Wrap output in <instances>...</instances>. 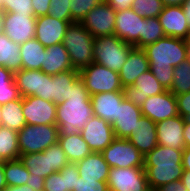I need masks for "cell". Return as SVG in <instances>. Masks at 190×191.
<instances>
[{"instance_id":"obj_57","label":"cell","mask_w":190,"mask_h":191,"mask_svg":"<svg viewBox=\"0 0 190 191\" xmlns=\"http://www.w3.org/2000/svg\"><path fill=\"white\" fill-rule=\"evenodd\" d=\"M4 191H35L30 188L27 184L22 186H7Z\"/></svg>"},{"instance_id":"obj_63","label":"cell","mask_w":190,"mask_h":191,"mask_svg":"<svg viewBox=\"0 0 190 191\" xmlns=\"http://www.w3.org/2000/svg\"><path fill=\"white\" fill-rule=\"evenodd\" d=\"M185 119L190 123V116H187Z\"/></svg>"},{"instance_id":"obj_8","label":"cell","mask_w":190,"mask_h":191,"mask_svg":"<svg viewBox=\"0 0 190 191\" xmlns=\"http://www.w3.org/2000/svg\"><path fill=\"white\" fill-rule=\"evenodd\" d=\"M101 154L110 168H135L144 166V155L128 139L115 138Z\"/></svg>"},{"instance_id":"obj_43","label":"cell","mask_w":190,"mask_h":191,"mask_svg":"<svg viewBox=\"0 0 190 191\" xmlns=\"http://www.w3.org/2000/svg\"><path fill=\"white\" fill-rule=\"evenodd\" d=\"M73 191H109L107 182H99L96 179L76 178Z\"/></svg>"},{"instance_id":"obj_44","label":"cell","mask_w":190,"mask_h":191,"mask_svg":"<svg viewBox=\"0 0 190 191\" xmlns=\"http://www.w3.org/2000/svg\"><path fill=\"white\" fill-rule=\"evenodd\" d=\"M43 191H66L65 175L55 172L44 179Z\"/></svg>"},{"instance_id":"obj_27","label":"cell","mask_w":190,"mask_h":191,"mask_svg":"<svg viewBox=\"0 0 190 191\" xmlns=\"http://www.w3.org/2000/svg\"><path fill=\"white\" fill-rule=\"evenodd\" d=\"M58 143L70 163H77L92 153L81 133L70 136L59 135Z\"/></svg>"},{"instance_id":"obj_37","label":"cell","mask_w":190,"mask_h":191,"mask_svg":"<svg viewBox=\"0 0 190 191\" xmlns=\"http://www.w3.org/2000/svg\"><path fill=\"white\" fill-rule=\"evenodd\" d=\"M165 36L164 30L157 17L144 19L142 29V49Z\"/></svg>"},{"instance_id":"obj_48","label":"cell","mask_w":190,"mask_h":191,"mask_svg":"<svg viewBox=\"0 0 190 191\" xmlns=\"http://www.w3.org/2000/svg\"><path fill=\"white\" fill-rule=\"evenodd\" d=\"M51 78L52 75H47L43 72L41 92L38 95L39 98H42L46 101H50L51 95Z\"/></svg>"},{"instance_id":"obj_24","label":"cell","mask_w":190,"mask_h":191,"mask_svg":"<svg viewBox=\"0 0 190 191\" xmlns=\"http://www.w3.org/2000/svg\"><path fill=\"white\" fill-rule=\"evenodd\" d=\"M74 69L69 54L63 43L46 48L41 71L47 75H57L60 72Z\"/></svg>"},{"instance_id":"obj_62","label":"cell","mask_w":190,"mask_h":191,"mask_svg":"<svg viewBox=\"0 0 190 191\" xmlns=\"http://www.w3.org/2000/svg\"><path fill=\"white\" fill-rule=\"evenodd\" d=\"M187 43L189 44V48H190V32H189V36H188V39H187Z\"/></svg>"},{"instance_id":"obj_39","label":"cell","mask_w":190,"mask_h":191,"mask_svg":"<svg viewBox=\"0 0 190 191\" xmlns=\"http://www.w3.org/2000/svg\"><path fill=\"white\" fill-rule=\"evenodd\" d=\"M102 0H71L70 14L72 22H81L83 18Z\"/></svg>"},{"instance_id":"obj_53","label":"cell","mask_w":190,"mask_h":191,"mask_svg":"<svg viewBox=\"0 0 190 191\" xmlns=\"http://www.w3.org/2000/svg\"><path fill=\"white\" fill-rule=\"evenodd\" d=\"M185 147H190V123L185 119L183 130Z\"/></svg>"},{"instance_id":"obj_17","label":"cell","mask_w":190,"mask_h":191,"mask_svg":"<svg viewBox=\"0 0 190 191\" xmlns=\"http://www.w3.org/2000/svg\"><path fill=\"white\" fill-rule=\"evenodd\" d=\"M164 91L165 89L154 77L151 70L142 73L133 85L123 88L125 99L138 106L142 105L148 97Z\"/></svg>"},{"instance_id":"obj_59","label":"cell","mask_w":190,"mask_h":191,"mask_svg":"<svg viewBox=\"0 0 190 191\" xmlns=\"http://www.w3.org/2000/svg\"><path fill=\"white\" fill-rule=\"evenodd\" d=\"M4 15L5 12L0 10V33L3 32Z\"/></svg>"},{"instance_id":"obj_20","label":"cell","mask_w":190,"mask_h":191,"mask_svg":"<svg viewBox=\"0 0 190 191\" xmlns=\"http://www.w3.org/2000/svg\"><path fill=\"white\" fill-rule=\"evenodd\" d=\"M140 117H142L140 106L124 99L118 105V117L112 123L115 138L128 139L132 131H135Z\"/></svg>"},{"instance_id":"obj_34","label":"cell","mask_w":190,"mask_h":191,"mask_svg":"<svg viewBox=\"0 0 190 191\" xmlns=\"http://www.w3.org/2000/svg\"><path fill=\"white\" fill-rule=\"evenodd\" d=\"M21 97L16 86L14 73L0 65V105L15 101Z\"/></svg>"},{"instance_id":"obj_23","label":"cell","mask_w":190,"mask_h":191,"mask_svg":"<svg viewBox=\"0 0 190 191\" xmlns=\"http://www.w3.org/2000/svg\"><path fill=\"white\" fill-rule=\"evenodd\" d=\"M128 140L145 156L158 145L156 123L142 115Z\"/></svg>"},{"instance_id":"obj_58","label":"cell","mask_w":190,"mask_h":191,"mask_svg":"<svg viewBox=\"0 0 190 191\" xmlns=\"http://www.w3.org/2000/svg\"><path fill=\"white\" fill-rule=\"evenodd\" d=\"M164 6H182L185 0H161Z\"/></svg>"},{"instance_id":"obj_29","label":"cell","mask_w":190,"mask_h":191,"mask_svg":"<svg viewBox=\"0 0 190 191\" xmlns=\"http://www.w3.org/2000/svg\"><path fill=\"white\" fill-rule=\"evenodd\" d=\"M80 78L79 71L76 69L60 72L51 78V95L50 101L59 104L70 93L71 85Z\"/></svg>"},{"instance_id":"obj_2","label":"cell","mask_w":190,"mask_h":191,"mask_svg":"<svg viewBox=\"0 0 190 191\" xmlns=\"http://www.w3.org/2000/svg\"><path fill=\"white\" fill-rule=\"evenodd\" d=\"M93 116L90 95L84 82L79 78L71 85L68 96L57 104L56 125L59 135L79 134Z\"/></svg>"},{"instance_id":"obj_56","label":"cell","mask_w":190,"mask_h":191,"mask_svg":"<svg viewBox=\"0 0 190 191\" xmlns=\"http://www.w3.org/2000/svg\"><path fill=\"white\" fill-rule=\"evenodd\" d=\"M181 182L183 186L190 191V171H184L181 177Z\"/></svg>"},{"instance_id":"obj_47","label":"cell","mask_w":190,"mask_h":191,"mask_svg":"<svg viewBox=\"0 0 190 191\" xmlns=\"http://www.w3.org/2000/svg\"><path fill=\"white\" fill-rule=\"evenodd\" d=\"M50 3L51 0H32L34 16L39 17L43 15H48Z\"/></svg>"},{"instance_id":"obj_33","label":"cell","mask_w":190,"mask_h":191,"mask_svg":"<svg viewBox=\"0 0 190 191\" xmlns=\"http://www.w3.org/2000/svg\"><path fill=\"white\" fill-rule=\"evenodd\" d=\"M19 157L18 132L0 126V160H16Z\"/></svg>"},{"instance_id":"obj_35","label":"cell","mask_w":190,"mask_h":191,"mask_svg":"<svg viewBox=\"0 0 190 191\" xmlns=\"http://www.w3.org/2000/svg\"><path fill=\"white\" fill-rule=\"evenodd\" d=\"M4 175L7 186H22L30 177L28 169L20 159L4 161Z\"/></svg>"},{"instance_id":"obj_54","label":"cell","mask_w":190,"mask_h":191,"mask_svg":"<svg viewBox=\"0 0 190 191\" xmlns=\"http://www.w3.org/2000/svg\"><path fill=\"white\" fill-rule=\"evenodd\" d=\"M6 179L4 175V161L0 160V190L4 191L6 189Z\"/></svg>"},{"instance_id":"obj_14","label":"cell","mask_w":190,"mask_h":191,"mask_svg":"<svg viewBox=\"0 0 190 191\" xmlns=\"http://www.w3.org/2000/svg\"><path fill=\"white\" fill-rule=\"evenodd\" d=\"M36 19L34 15L5 13L3 33L13 42L21 45L35 38Z\"/></svg>"},{"instance_id":"obj_15","label":"cell","mask_w":190,"mask_h":191,"mask_svg":"<svg viewBox=\"0 0 190 191\" xmlns=\"http://www.w3.org/2000/svg\"><path fill=\"white\" fill-rule=\"evenodd\" d=\"M80 133L92 152L101 153L115 139L112 124L95 115Z\"/></svg>"},{"instance_id":"obj_21","label":"cell","mask_w":190,"mask_h":191,"mask_svg":"<svg viewBox=\"0 0 190 191\" xmlns=\"http://www.w3.org/2000/svg\"><path fill=\"white\" fill-rule=\"evenodd\" d=\"M148 70H150V64L144 49L133 47L128 54L127 61L119 71L122 87L133 85L136 79Z\"/></svg>"},{"instance_id":"obj_18","label":"cell","mask_w":190,"mask_h":191,"mask_svg":"<svg viewBox=\"0 0 190 191\" xmlns=\"http://www.w3.org/2000/svg\"><path fill=\"white\" fill-rule=\"evenodd\" d=\"M184 123L185 118L180 115L157 122L156 135L158 145L173 149H184Z\"/></svg>"},{"instance_id":"obj_55","label":"cell","mask_w":190,"mask_h":191,"mask_svg":"<svg viewBox=\"0 0 190 191\" xmlns=\"http://www.w3.org/2000/svg\"><path fill=\"white\" fill-rule=\"evenodd\" d=\"M182 8L190 28V0H185L182 4Z\"/></svg>"},{"instance_id":"obj_16","label":"cell","mask_w":190,"mask_h":191,"mask_svg":"<svg viewBox=\"0 0 190 191\" xmlns=\"http://www.w3.org/2000/svg\"><path fill=\"white\" fill-rule=\"evenodd\" d=\"M72 21H61L49 15L36 19L35 39L45 48L63 42L66 29Z\"/></svg>"},{"instance_id":"obj_49","label":"cell","mask_w":190,"mask_h":191,"mask_svg":"<svg viewBox=\"0 0 190 191\" xmlns=\"http://www.w3.org/2000/svg\"><path fill=\"white\" fill-rule=\"evenodd\" d=\"M106 1L116 11L132 8L134 0H102Z\"/></svg>"},{"instance_id":"obj_22","label":"cell","mask_w":190,"mask_h":191,"mask_svg":"<svg viewBox=\"0 0 190 191\" xmlns=\"http://www.w3.org/2000/svg\"><path fill=\"white\" fill-rule=\"evenodd\" d=\"M90 98L94 115L110 124L118 117V105L125 99L123 91L98 93Z\"/></svg>"},{"instance_id":"obj_19","label":"cell","mask_w":190,"mask_h":191,"mask_svg":"<svg viewBox=\"0 0 190 191\" xmlns=\"http://www.w3.org/2000/svg\"><path fill=\"white\" fill-rule=\"evenodd\" d=\"M157 18L166 36L188 39L190 28L182 6H165Z\"/></svg>"},{"instance_id":"obj_6","label":"cell","mask_w":190,"mask_h":191,"mask_svg":"<svg viewBox=\"0 0 190 191\" xmlns=\"http://www.w3.org/2000/svg\"><path fill=\"white\" fill-rule=\"evenodd\" d=\"M59 130L57 125H25L18 132L20 155L40 153L51 145L58 143Z\"/></svg>"},{"instance_id":"obj_4","label":"cell","mask_w":190,"mask_h":191,"mask_svg":"<svg viewBox=\"0 0 190 191\" xmlns=\"http://www.w3.org/2000/svg\"><path fill=\"white\" fill-rule=\"evenodd\" d=\"M94 39L80 22L69 24L62 43L74 69L80 71L94 62Z\"/></svg>"},{"instance_id":"obj_60","label":"cell","mask_w":190,"mask_h":191,"mask_svg":"<svg viewBox=\"0 0 190 191\" xmlns=\"http://www.w3.org/2000/svg\"><path fill=\"white\" fill-rule=\"evenodd\" d=\"M186 61L190 64V48H189L188 53H187Z\"/></svg>"},{"instance_id":"obj_28","label":"cell","mask_w":190,"mask_h":191,"mask_svg":"<svg viewBox=\"0 0 190 191\" xmlns=\"http://www.w3.org/2000/svg\"><path fill=\"white\" fill-rule=\"evenodd\" d=\"M19 159L28 169L30 176H40L46 178L55 173L51 169L50 147L40 153H29L20 155Z\"/></svg>"},{"instance_id":"obj_3","label":"cell","mask_w":190,"mask_h":191,"mask_svg":"<svg viewBox=\"0 0 190 191\" xmlns=\"http://www.w3.org/2000/svg\"><path fill=\"white\" fill-rule=\"evenodd\" d=\"M183 149L157 145L144 156V170L151 191L159 186L181 180Z\"/></svg>"},{"instance_id":"obj_64","label":"cell","mask_w":190,"mask_h":191,"mask_svg":"<svg viewBox=\"0 0 190 191\" xmlns=\"http://www.w3.org/2000/svg\"><path fill=\"white\" fill-rule=\"evenodd\" d=\"M1 118H2V116H1V109H0V126H1Z\"/></svg>"},{"instance_id":"obj_38","label":"cell","mask_w":190,"mask_h":191,"mask_svg":"<svg viewBox=\"0 0 190 191\" xmlns=\"http://www.w3.org/2000/svg\"><path fill=\"white\" fill-rule=\"evenodd\" d=\"M164 7L161 0H134L132 5L134 12L144 18L158 17Z\"/></svg>"},{"instance_id":"obj_11","label":"cell","mask_w":190,"mask_h":191,"mask_svg":"<svg viewBox=\"0 0 190 191\" xmlns=\"http://www.w3.org/2000/svg\"><path fill=\"white\" fill-rule=\"evenodd\" d=\"M144 19L137 15L132 8L116 11L114 34L125 43L142 48Z\"/></svg>"},{"instance_id":"obj_1","label":"cell","mask_w":190,"mask_h":191,"mask_svg":"<svg viewBox=\"0 0 190 191\" xmlns=\"http://www.w3.org/2000/svg\"><path fill=\"white\" fill-rule=\"evenodd\" d=\"M143 49L152 74L165 90H170L174 68L187 59L189 50L187 40L165 36Z\"/></svg>"},{"instance_id":"obj_7","label":"cell","mask_w":190,"mask_h":191,"mask_svg":"<svg viewBox=\"0 0 190 191\" xmlns=\"http://www.w3.org/2000/svg\"><path fill=\"white\" fill-rule=\"evenodd\" d=\"M89 95L103 92L123 91L119 73L95 62L79 71Z\"/></svg>"},{"instance_id":"obj_13","label":"cell","mask_w":190,"mask_h":191,"mask_svg":"<svg viewBox=\"0 0 190 191\" xmlns=\"http://www.w3.org/2000/svg\"><path fill=\"white\" fill-rule=\"evenodd\" d=\"M142 115L157 123L178 115L175 95L169 90L148 97L140 105Z\"/></svg>"},{"instance_id":"obj_40","label":"cell","mask_w":190,"mask_h":191,"mask_svg":"<svg viewBox=\"0 0 190 191\" xmlns=\"http://www.w3.org/2000/svg\"><path fill=\"white\" fill-rule=\"evenodd\" d=\"M70 5L71 0H51L48 15L61 21H72Z\"/></svg>"},{"instance_id":"obj_31","label":"cell","mask_w":190,"mask_h":191,"mask_svg":"<svg viewBox=\"0 0 190 191\" xmlns=\"http://www.w3.org/2000/svg\"><path fill=\"white\" fill-rule=\"evenodd\" d=\"M46 48L35 38L20 45L22 69L41 70Z\"/></svg>"},{"instance_id":"obj_52","label":"cell","mask_w":190,"mask_h":191,"mask_svg":"<svg viewBox=\"0 0 190 191\" xmlns=\"http://www.w3.org/2000/svg\"><path fill=\"white\" fill-rule=\"evenodd\" d=\"M182 165L184 171H190V147L183 149Z\"/></svg>"},{"instance_id":"obj_41","label":"cell","mask_w":190,"mask_h":191,"mask_svg":"<svg viewBox=\"0 0 190 191\" xmlns=\"http://www.w3.org/2000/svg\"><path fill=\"white\" fill-rule=\"evenodd\" d=\"M3 11L5 13L14 12L18 15H34L32 0H3Z\"/></svg>"},{"instance_id":"obj_9","label":"cell","mask_w":190,"mask_h":191,"mask_svg":"<svg viewBox=\"0 0 190 191\" xmlns=\"http://www.w3.org/2000/svg\"><path fill=\"white\" fill-rule=\"evenodd\" d=\"M107 184L109 191H151L143 167L110 168Z\"/></svg>"},{"instance_id":"obj_36","label":"cell","mask_w":190,"mask_h":191,"mask_svg":"<svg viewBox=\"0 0 190 191\" xmlns=\"http://www.w3.org/2000/svg\"><path fill=\"white\" fill-rule=\"evenodd\" d=\"M169 91L174 95L190 91V64L187 61L174 68L173 82Z\"/></svg>"},{"instance_id":"obj_61","label":"cell","mask_w":190,"mask_h":191,"mask_svg":"<svg viewBox=\"0 0 190 191\" xmlns=\"http://www.w3.org/2000/svg\"><path fill=\"white\" fill-rule=\"evenodd\" d=\"M0 10H3V0H0Z\"/></svg>"},{"instance_id":"obj_26","label":"cell","mask_w":190,"mask_h":191,"mask_svg":"<svg viewBox=\"0 0 190 191\" xmlns=\"http://www.w3.org/2000/svg\"><path fill=\"white\" fill-rule=\"evenodd\" d=\"M42 78L41 70L21 69L14 73L21 97L38 96L41 92Z\"/></svg>"},{"instance_id":"obj_30","label":"cell","mask_w":190,"mask_h":191,"mask_svg":"<svg viewBox=\"0 0 190 191\" xmlns=\"http://www.w3.org/2000/svg\"><path fill=\"white\" fill-rule=\"evenodd\" d=\"M0 65L13 73L22 69L20 45L13 42L3 32L0 33Z\"/></svg>"},{"instance_id":"obj_25","label":"cell","mask_w":190,"mask_h":191,"mask_svg":"<svg viewBox=\"0 0 190 191\" xmlns=\"http://www.w3.org/2000/svg\"><path fill=\"white\" fill-rule=\"evenodd\" d=\"M76 164L79 176L82 179H96L99 182H107L110 167L101 153L92 152Z\"/></svg>"},{"instance_id":"obj_42","label":"cell","mask_w":190,"mask_h":191,"mask_svg":"<svg viewBox=\"0 0 190 191\" xmlns=\"http://www.w3.org/2000/svg\"><path fill=\"white\" fill-rule=\"evenodd\" d=\"M50 161L51 169L55 172H59L69 163L59 143L50 146Z\"/></svg>"},{"instance_id":"obj_10","label":"cell","mask_w":190,"mask_h":191,"mask_svg":"<svg viewBox=\"0 0 190 191\" xmlns=\"http://www.w3.org/2000/svg\"><path fill=\"white\" fill-rule=\"evenodd\" d=\"M116 10L101 1L80 22L94 38L114 34Z\"/></svg>"},{"instance_id":"obj_50","label":"cell","mask_w":190,"mask_h":191,"mask_svg":"<svg viewBox=\"0 0 190 191\" xmlns=\"http://www.w3.org/2000/svg\"><path fill=\"white\" fill-rule=\"evenodd\" d=\"M154 191H187V189L183 186L181 180H177L171 183L161 185Z\"/></svg>"},{"instance_id":"obj_32","label":"cell","mask_w":190,"mask_h":191,"mask_svg":"<svg viewBox=\"0 0 190 191\" xmlns=\"http://www.w3.org/2000/svg\"><path fill=\"white\" fill-rule=\"evenodd\" d=\"M1 109V126L19 132L25 125L26 121L22 113V97L15 101L0 106Z\"/></svg>"},{"instance_id":"obj_5","label":"cell","mask_w":190,"mask_h":191,"mask_svg":"<svg viewBox=\"0 0 190 191\" xmlns=\"http://www.w3.org/2000/svg\"><path fill=\"white\" fill-rule=\"evenodd\" d=\"M133 47L115 34L96 37L93 44L94 62L119 73Z\"/></svg>"},{"instance_id":"obj_46","label":"cell","mask_w":190,"mask_h":191,"mask_svg":"<svg viewBox=\"0 0 190 191\" xmlns=\"http://www.w3.org/2000/svg\"><path fill=\"white\" fill-rule=\"evenodd\" d=\"M177 101L178 115L183 118L190 116V91L180 95H175Z\"/></svg>"},{"instance_id":"obj_45","label":"cell","mask_w":190,"mask_h":191,"mask_svg":"<svg viewBox=\"0 0 190 191\" xmlns=\"http://www.w3.org/2000/svg\"><path fill=\"white\" fill-rule=\"evenodd\" d=\"M59 173L65 175L66 191H73L76 178H79L77 164L69 162Z\"/></svg>"},{"instance_id":"obj_51","label":"cell","mask_w":190,"mask_h":191,"mask_svg":"<svg viewBox=\"0 0 190 191\" xmlns=\"http://www.w3.org/2000/svg\"><path fill=\"white\" fill-rule=\"evenodd\" d=\"M44 179L45 178L40 176H30L26 184L35 191H43Z\"/></svg>"},{"instance_id":"obj_12","label":"cell","mask_w":190,"mask_h":191,"mask_svg":"<svg viewBox=\"0 0 190 191\" xmlns=\"http://www.w3.org/2000/svg\"><path fill=\"white\" fill-rule=\"evenodd\" d=\"M57 104L38 96L22 97V113L27 125H56Z\"/></svg>"}]
</instances>
